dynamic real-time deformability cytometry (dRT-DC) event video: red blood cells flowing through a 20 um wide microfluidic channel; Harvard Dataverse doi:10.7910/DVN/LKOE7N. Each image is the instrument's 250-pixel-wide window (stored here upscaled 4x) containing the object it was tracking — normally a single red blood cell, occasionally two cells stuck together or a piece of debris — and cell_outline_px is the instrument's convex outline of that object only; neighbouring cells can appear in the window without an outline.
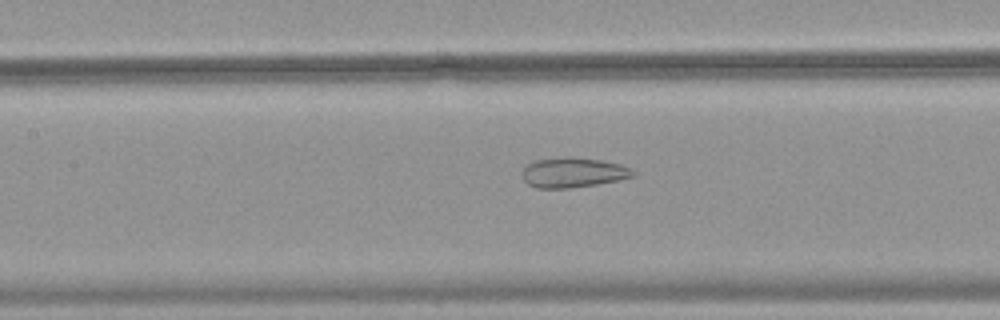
{"species": "common noctule bat (a hibernating species)", "species_latin": "Nyctalus noctula", "temperature_condition": "warm", "stored_images_in_passage": 51, "camera_frame_rate_fps": 3000, "um_per_image_px": 0.085, "animal": {"sex": "female", "body_mass_g": 18.4}, "frame": {"image": 1, "passage_image": 24, "time_ms": 7.667, "image_size_px": [1000, 320], "cell_outline_px": [[636, 176], [620, 180], [596, 184], [568, 188], [536, 188], [528, 184], [524, 180], [524, 168], [528, 164], [536, 160], [568, 156], [600, 160], [620, 164], [636, 172]], "centroid_in_image_um": [48.74, 14.66], "position_along_channel_um": 158.7, "area_um2": 19.19}}
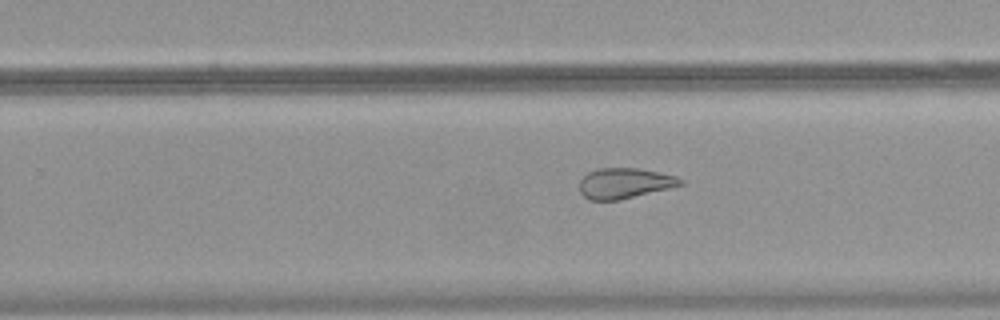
{"frame": {"image": 2, "passage_image": 33, "time_ms": 10.667, "image_size_px": [1000, 320], "cell_outline_px": [[684, 184], [620, 200], [588, 200], [580, 192], [580, 180], [588, 172], [600, 168], [640, 168], [676, 176], [684, 180]], "centroid_in_image_um": [53.08, 15.57], "position_along_channel_um": 276.7, "area_um2": 17.86}}
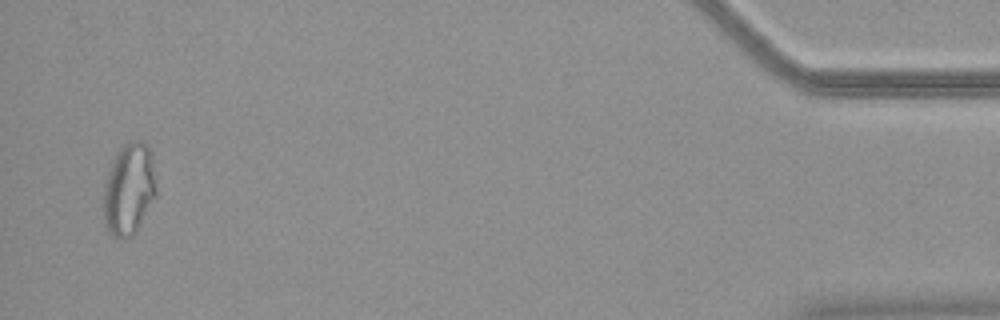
{"frame": {"image": 3, "passage_image": 50, "time_ms": 16.333, "image_size_px": [1000, 320], "cell_outline_px": [[156, 196], [136, 232], [132, 236], [120, 240], [112, 236], [108, 232], [104, 224], [104, 188], [108, 172], [116, 152], [128, 140], [144, 140], [148, 148], [152, 160], [156, 188]], "centroid_in_image_um": [10.95, 16.1], "position_along_channel_um": 424.2, "area_um2": 28.38}}